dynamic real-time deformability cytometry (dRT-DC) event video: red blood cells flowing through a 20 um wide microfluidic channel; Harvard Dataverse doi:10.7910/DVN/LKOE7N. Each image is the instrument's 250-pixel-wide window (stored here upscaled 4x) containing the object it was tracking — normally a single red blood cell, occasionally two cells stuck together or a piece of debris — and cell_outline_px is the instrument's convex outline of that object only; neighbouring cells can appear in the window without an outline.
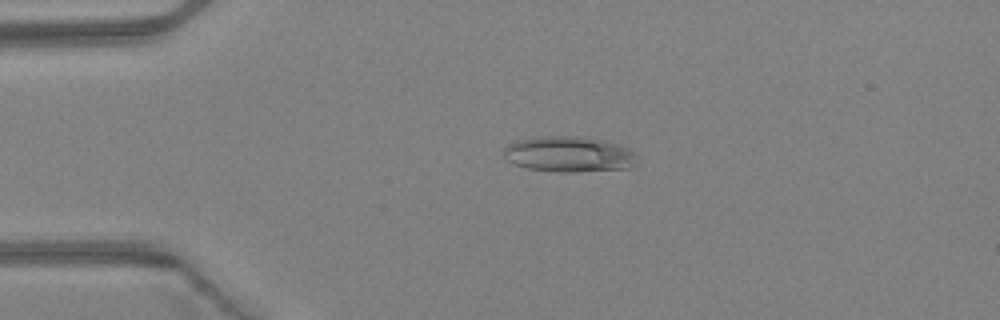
{"species": "Egyptian fruit bat (a non-hibernating species)", "species_latin": "Rousettus aegyptiacus", "temperature_condition": "warm", "stored_images_in_passage": 36, "camera_frame_rate_fps": 3000, "um_per_image_px": 0.085, "animal": {"sex": "female"}, "frame": {"image": 1, "passage_image": 1, "time_ms": 0.0, "image_size_px": [1000, 320], "cell_outline_px": [[636, 156], [632, 164], [628, 168], [576, 172], [556, 172], [528, 168], [504, 160], [504, 148], [508, 144], [520, 140], [544, 136], [580, 136], [600, 140], [616, 144], [628, 148], [636, 152]], "centroid_in_image_um": [48.33, 13.11], "position_along_channel_um": 36.7, "area_um2": 27.46}}
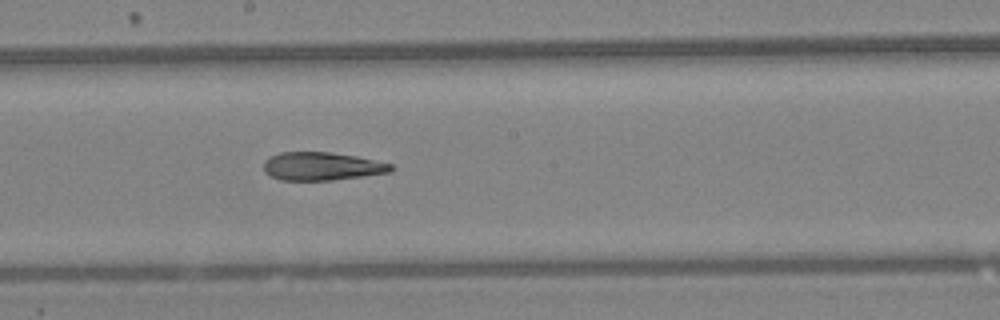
{"frame": {"image": 2, "passage_image": 16, "time_ms": 5.0, "image_size_px": [1000, 320], "cell_outline_px": [[396, 168], [388, 172], [332, 180], [280, 180], [264, 172], [264, 160], [280, 152], [328, 152], [356, 156], [392, 164]], "centroid_in_image_um": [27.34, 14.13], "position_along_channel_um": 220.9, "area_um2": 20.69}}
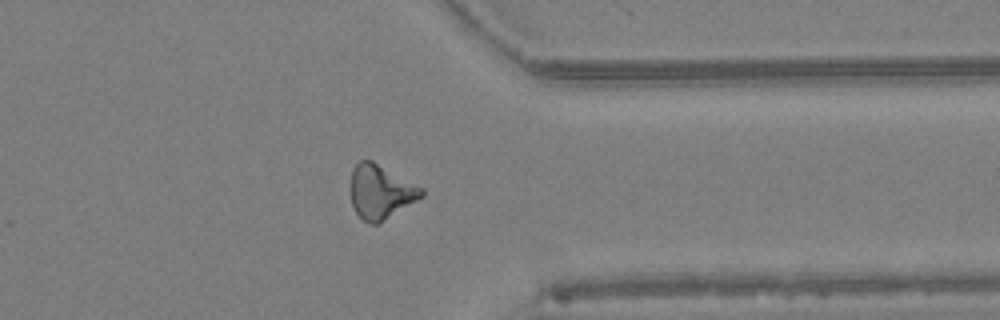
{"frame": {"image": 3, "passage_image": 27, "time_ms": 8.667, "image_size_px": [1000, 320], "cell_outline_px": [[424, 196], [376, 224], [368, 224], [356, 212], [352, 204], [352, 168], [360, 160], [372, 160], [424, 188]], "centroid_in_image_um": [32.37, 16.28], "position_along_channel_um": 379.0, "area_um2": 21.96}, "authors_computed_cell_mechanics": {"area_um2": 21.8484, "velocity_mm_per_s": 4.4546, "shape_relaxation_time_tau1_ms": null, "shape_relaxation_time_tau2_ms": 6.2455, "deformation_change_tau1": null, "deformation_change_tau2": 0.1973}}